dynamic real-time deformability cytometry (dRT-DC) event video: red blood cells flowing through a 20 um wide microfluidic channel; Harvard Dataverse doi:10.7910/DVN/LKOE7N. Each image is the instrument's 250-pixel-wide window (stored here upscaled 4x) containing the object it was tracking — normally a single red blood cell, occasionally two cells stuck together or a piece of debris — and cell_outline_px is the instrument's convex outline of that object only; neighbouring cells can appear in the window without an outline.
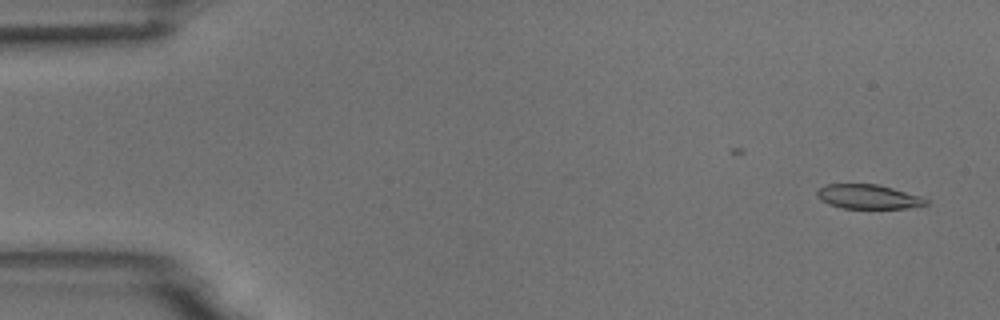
{"species": "common noctule bat (a hibernating species)", "species_latin": "Nyctalus noctula", "temperature_condition": "room temperature", "stored_images_in_passage": 7, "camera_frame_rate_fps": 3000, "um_per_image_px": 0.085, "animal": {"sex": "male", "body_mass_g": 18.8}, "frame": {"image": 1, "passage_image": 2, "time_ms": 0.333, "image_size_px": [1000, 320], "cell_outline_px": [[928, 204], [908, 208], [844, 208], [828, 204], [820, 200], [816, 196], [816, 192], [824, 184], [876, 184], [892, 188], [920, 196], [928, 200]], "centroid_in_image_um": [73.76, 16.72], "position_along_channel_um": 11.2, "area_um2": 15.37}}
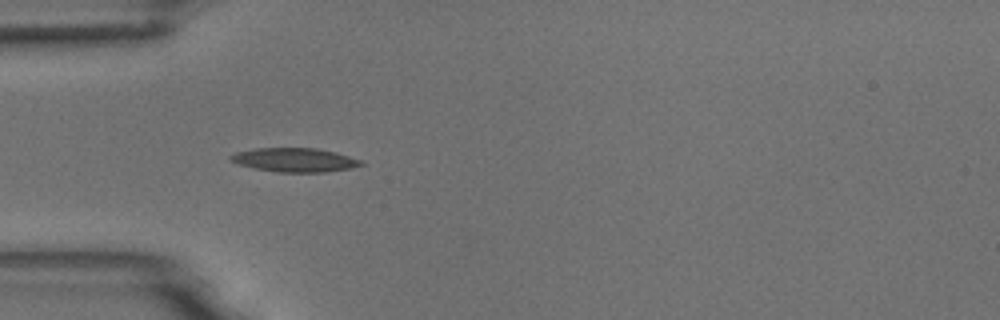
{"frame": {"image": 2, "passage_image": 6, "time_ms": 1.667, "image_size_px": [1000, 320], "cell_outline_px": [[364, 164], [352, 168], [324, 172], [276, 172], [252, 168], [236, 164], [228, 160], [228, 156], [236, 152], [256, 148], [316, 148], [336, 152], [360, 160]], "centroid_in_image_um": [24.98, 13.6], "position_along_channel_um": 60.0, "area_um2": 18.32}}